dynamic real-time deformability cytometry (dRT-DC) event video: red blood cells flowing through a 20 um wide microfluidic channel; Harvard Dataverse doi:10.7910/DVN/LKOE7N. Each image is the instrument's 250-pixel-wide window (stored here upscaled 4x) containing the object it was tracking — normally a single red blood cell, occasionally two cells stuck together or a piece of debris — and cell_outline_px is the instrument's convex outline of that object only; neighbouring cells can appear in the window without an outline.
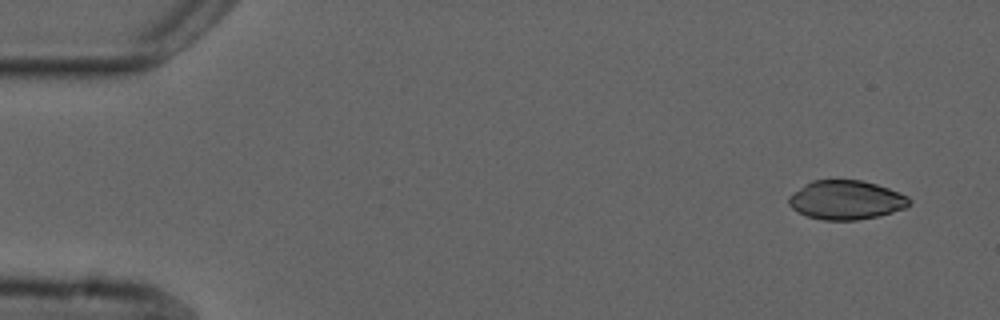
{"species": "common noctule bat (a hibernating species)", "species_latin": "Nyctalus noctula", "temperature_condition": "cold", "stored_images_in_passage": 4, "camera_frame_rate_fps": 3000, "um_per_image_px": 0.085, "animal": {"sex": "male", "forearm_length_mm": 52.5}, "frame": {"image": 1, "passage_image": 1, "time_ms": 0.0, "image_size_px": [1000, 320], "cell_outline_px": [[912, 204], [904, 208], [892, 212], [876, 216], [856, 220], [824, 220], [808, 216], [792, 208], [788, 204], [788, 196], [804, 184], [812, 180], [860, 180], [876, 184], [888, 188], [908, 196], [912, 200]], "centroid_in_image_um": [71.92, 16.99], "position_along_channel_um": 13.1, "area_um2": 27.34}}